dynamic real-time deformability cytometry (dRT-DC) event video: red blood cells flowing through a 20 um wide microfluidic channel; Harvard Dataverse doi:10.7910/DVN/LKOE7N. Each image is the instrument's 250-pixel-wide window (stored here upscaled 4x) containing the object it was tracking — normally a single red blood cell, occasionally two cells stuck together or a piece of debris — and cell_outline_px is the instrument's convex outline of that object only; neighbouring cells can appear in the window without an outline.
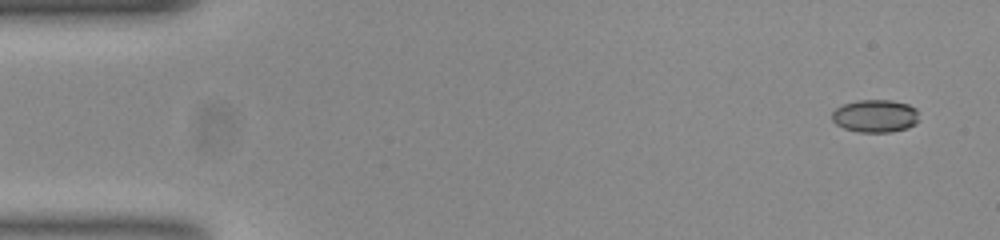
{"species": "common noctule bat (a hibernating species)", "species_latin": "Nyctalus noctula", "temperature_condition": "room temperature", "stored_images_in_passage": 53, "camera_frame_rate_fps": 3000, "um_per_image_px": 0.085, "animal": {"sex": "female", "body_mass_g": 23.0, "forearm_length_mm": 53.4}, "frame": {"image": 1, "passage_image": 2, "time_ms": 0.333, "image_size_px": [1000, 240], "cell_outline_px": [[920, 120], [916, 124], [908, 128], [892, 132], [856, 132], [844, 128], [836, 124], [832, 120], [832, 112], [836, 108], [844, 104], [860, 100], [892, 100], [908, 104], [916, 108]], "centroid_in_image_um": [74.43, 9.87], "position_along_channel_um": 10.6, "area_um2": 16.82}}
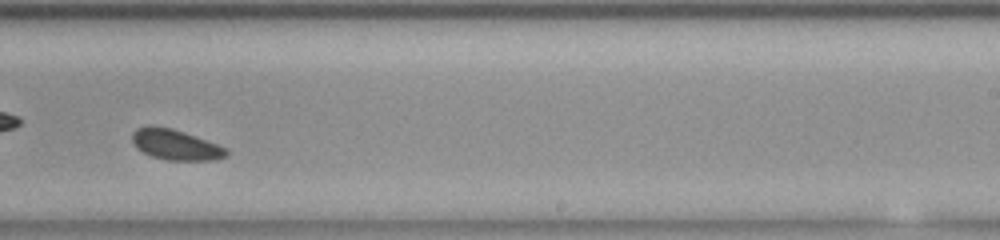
{"frame": {"image": 2, "passage_image": 34, "time_ms": 11.0, "image_size_px": [1000, 240], "cell_outline_px": [[228, 156], [212, 160], [168, 160], [152, 156], [136, 148], [132, 140], [132, 132], [136, 128], [172, 128], [184, 132], [228, 148]], "centroid_in_image_um": [14.97, 12.33], "position_along_channel_um": 274.0, "area_um2": 16.3}}
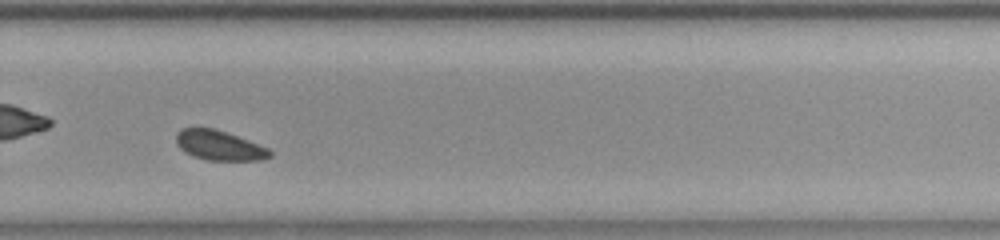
{"frame": {"image": 3, "passage_image": 37, "time_ms": 12.0, "image_size_px": [1000, 240], "cell_outline_px": [[272, 156], [264, 160], [204, 160], [192, 156], [180, 148], [176, 144], [176, 136], [184, 128], [212, 128], [236, 136], [268, 148], [272, 152]], "centroid_in_image_um": [18.65, 12.38], "position_along_channel_um": 311.2, "area_um2": 16.01}, "authors_computed_cell_mechanics": {"area_um2": 16.762, "velocity_mm_per_s": 3.7016, "shape_relaxation_time_tau1_ms": 1.691, "shape_relaxation_time_tau2_ms": null, "deformation_change_tau1": 0.03, "deformation_change_tau2": null}}